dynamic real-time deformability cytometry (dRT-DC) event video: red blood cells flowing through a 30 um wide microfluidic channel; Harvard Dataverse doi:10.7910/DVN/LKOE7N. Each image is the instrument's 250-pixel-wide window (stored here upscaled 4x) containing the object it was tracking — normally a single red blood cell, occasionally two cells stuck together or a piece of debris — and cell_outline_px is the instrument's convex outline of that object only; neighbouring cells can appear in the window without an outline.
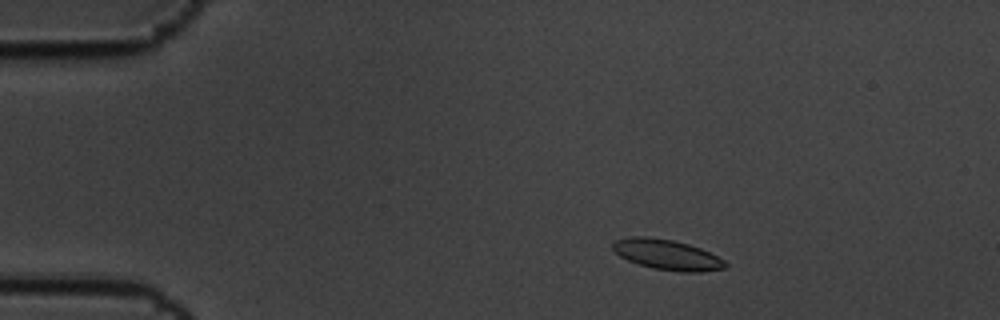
{"species": "common noctule bat (a hibernating species)", "species_latin": "Nyctalus noctula", "temperature_condition": "cold", "stored_images_in_passage": 3, "camera_frame_rate_fps": 3000, "um_per_image_px": 0.085, "animal": {"sex": "male", "body_mass_g": 19.5, "forearm_length_mm": 54.6}, "frame": {"image": 1, "passage_image": 1, "time_ms": 0.0, "image_size_px": [1000, 320], "cell_outline_px": [[728, 268], [700, 272], [680, 272], [652, 268], [628, 260], [620, 256], [612, 248], [612, 244], [616, 240], [632, 236], [644, 236], [672, 240], [688, 244], [700, 248], [724, 260], [728, 264]], "centroid_in_image_um": [56.72, 21.65], "position_along_channel_um": 28.3, "area_um2": 19.77}}